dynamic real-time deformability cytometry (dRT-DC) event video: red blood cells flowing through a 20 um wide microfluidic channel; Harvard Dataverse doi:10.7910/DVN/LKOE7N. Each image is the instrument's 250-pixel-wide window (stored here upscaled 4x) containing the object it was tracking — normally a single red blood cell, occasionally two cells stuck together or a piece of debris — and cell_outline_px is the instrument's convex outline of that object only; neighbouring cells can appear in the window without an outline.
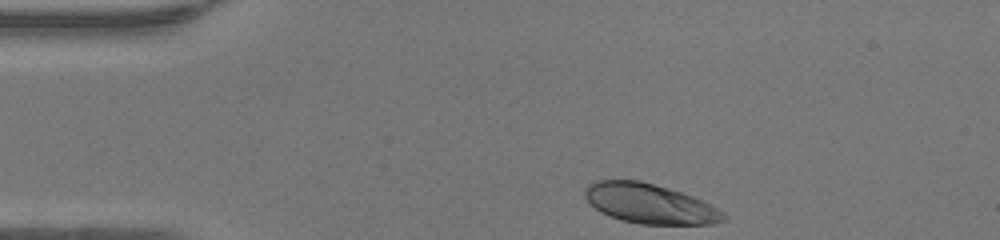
{"species": "human", "species_latin": "Homo sapiens", "temperature_condition": "warm", "stored_images_in_passage": 31, "camera_frame_rate_fps": 3000, "um_per_image_px": 0.085, "donor": {"sex": "female"}, "frame": {"image": 1, "passage_image": 1, "time_ms": 0.0, "image_size_px": [1000, 240], "cell_outline_px": [[728, 216], [724, 220], [712, 224], [640, 224], [620, 220], [600, 212], [584, 196], [584, 188], [592, 180], [640, 180], [668, 188], [704, 200], [724, 212]], "centroid_in_image_um": [55.22, 17.31], "position_along_channel_um": 29.8, "area_um2": 32.25}}
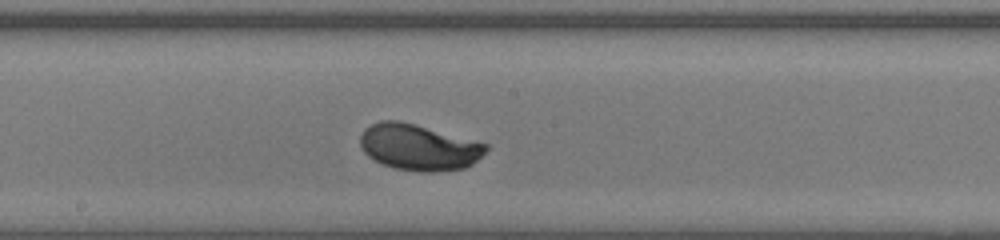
{"frame": {"image": 2, "passage_image": 18, "time_ms": 5.667, "image_size_px": [1000, 240], "cell_outline_px": [[488, 148], [472, 164], [464, 168], [436, 172], [420, 172], [396, 168], [380, 164], [368, 156], [360, 148], [360, 136], [364, 128], [380, 120], [400, 120], [416, 124], [488, 144]], "centroid_in_image_um": [35.55, 12.51], "position_along_channel_um": 212.6, "area_um2": 33.93}}
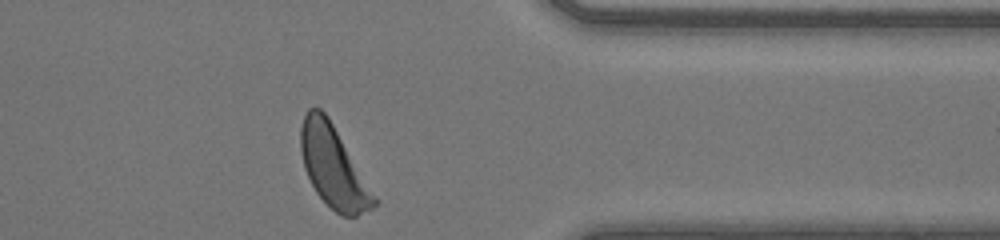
{"frame": {"image": 3, "passage_image": 31, "time_ms": 10.0, "image_size_px": [1000, 240], "cell_outline_px": [[380, 200], [372, 208], [356, 216], [340, 216], [316, 192], [304, 168], [300, 152], [300, 128], [304, 116], [308, 108], [320, 108], [328, 116]], "centroid_in_image_um": [28.36, 14.17], "position_along_channel_um": 383.0, "area_um2": 34.91}, "authors_computed_cell_mechanics": {"area_um2": 33.1194, "velocity_mm_per_s": 4.2472, "shape_relaxation_time_tau1_ms": 3.4271, "shape_relaxation_time_tau2_ms": null, "deformation_change_tau1": 0.2063, "deformation_change_tau2": null}}